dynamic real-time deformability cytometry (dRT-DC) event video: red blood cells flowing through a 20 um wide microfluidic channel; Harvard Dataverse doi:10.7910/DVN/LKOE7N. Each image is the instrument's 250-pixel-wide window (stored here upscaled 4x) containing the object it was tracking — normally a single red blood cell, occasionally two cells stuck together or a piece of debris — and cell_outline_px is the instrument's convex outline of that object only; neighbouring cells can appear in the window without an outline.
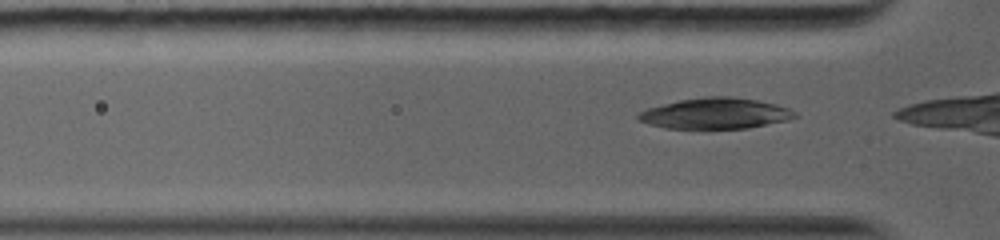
{"species": "common noctule bat (a hibernating species)", "species_latin": "Nyctalus noctula", "temperature_condition": "warm", "stored_images_in_passage": 30, "camera_frame_rate_fps": 5000, "um_per_image_px": 0.085, "animal": {"sex": "female", "body_mass_g": 19.0, "forearm_length_mm": 56.7}, "frame": {"image": 1, "passage_image": 3, "time_ms": 0.4, "image_size_px": [1000, 240], "cell_outline_px": [[800, 116], [788, 120], [748, 128], [664, 128], [648, 124], [636, 120], [636, 116], [640, 112], [648, 108], [680, 100], [704, 96], [732, 96], [756, 100], [776, 104], [788, 108], [796, 112]], "centroid_in_image_um": [60.82, 9.64], "position_along_channel_um": 65.0, "area_um2": 28.21}}
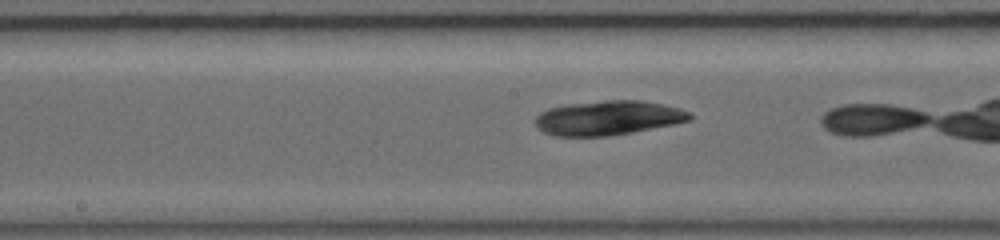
{"frame": {"image": 2, "passage_image": 15, "time_ms": 3.6, "image_size_px": [1000, 240], "cell_outline_px": [[692, 120], [632, 132], [608, 136], [552, 136], [536, 128], [536, 116], [540, 112], [548, 108], [568, 104], [604, 100], [644, 100], [680, 108], [692, 112]], "centroid_in_image_um": [51.69, 10.01], "position_along_channel_um": 196.5, "area_um2": 31.15}}
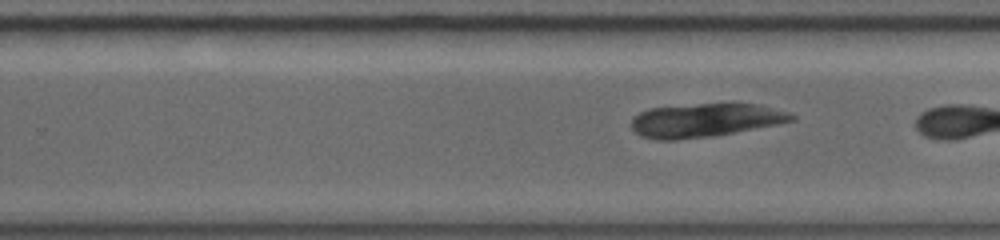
{"frame": {"image": 3, "passage_image": 22, "time_ms": 5.4, "image_size_px": [1000, 240], "cell_outline_px": [[796, 120], [776, 124], [732, 132], [708, 136], [676, 140], [656, 140], [640, 136], [632, 128], [632, 116], [648, 108], [700, 104], [756, 104], [788, 112], [796, 116]], "centroid_in_image_um": [59.88, 10.22], "position_along_channel_um": 269.9, "area_um2": 30.87}}